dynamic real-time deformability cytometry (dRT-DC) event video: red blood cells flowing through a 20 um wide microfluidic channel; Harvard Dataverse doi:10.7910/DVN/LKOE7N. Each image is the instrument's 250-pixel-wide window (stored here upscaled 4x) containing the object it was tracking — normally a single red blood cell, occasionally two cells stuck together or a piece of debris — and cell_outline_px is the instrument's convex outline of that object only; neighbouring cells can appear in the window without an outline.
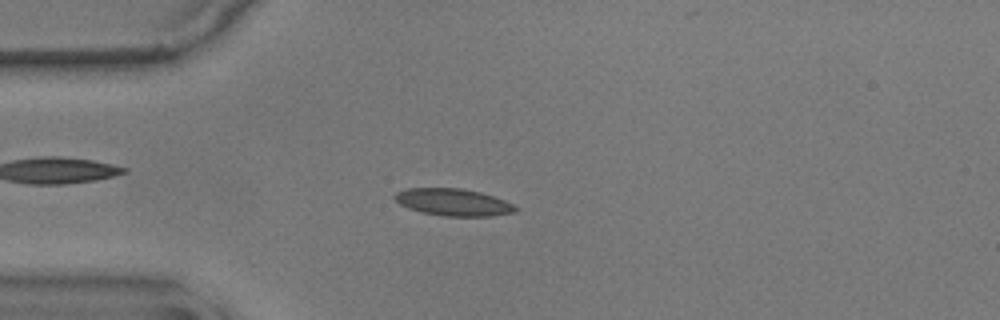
{"species": "common noctule bat (a hibernating species)", "species_latin": "Nyctalus noctula", "temperature_condition": "warm", "stored_images_in_passage": 56, "camera_frame_rate_fps": 3000, "um_per_image_px": 0.085, "animal": {"sex": "male", "body_mass_g": 17.9}, "frame": {"image": 1, "passage_image": 14, "time_ms": 4.333, "image_size_px": [1000, 320], "cell_outline_px": [[520, 208], [516, 212], [492, 216], [444, 216], [424, 212], [408, 208], [400, 204], [392, 196], [396, 192], [408, 188], [460, 188], [480, 192], [504, 200]], "centroid_in_image_um": [38.54, 17.19], "position_along_channel_um": 46.5, "area_um2": 19.02}}
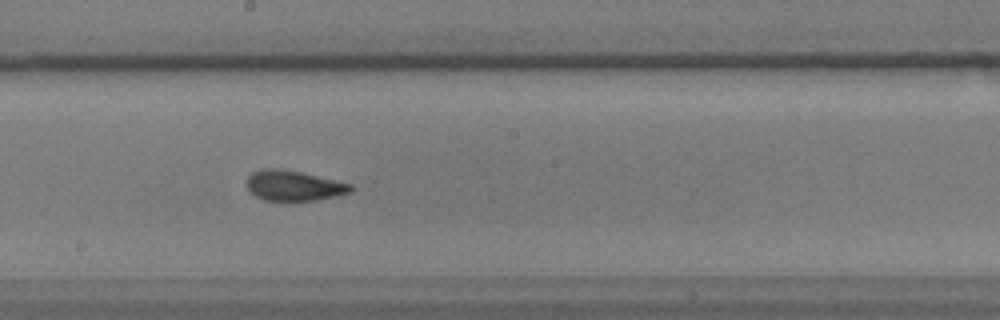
{"frame": {"image": 2, "passage_image": 30, "time_ms": 9.667, "image_size_px": [1000, 320], "cell_outline_px": [[352, 188], [348, 192], [336, 196], [288, 204], [264, 200], [256, 196], [248, 188], [248, 176], [252, 172], [264, 168], [276, 168], [300, 172], [352, 184]], "centroid_in_image_um": [24.92, 15.82], "position_along_channel_um": 223.3, "area_um2": 18.55}}
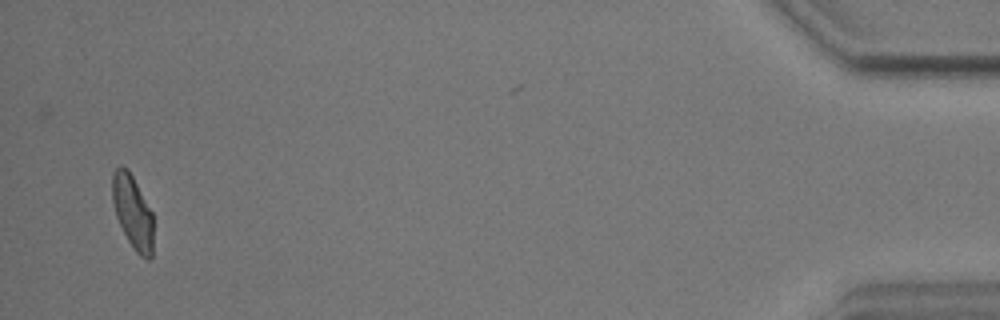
{"frame": {"image": 3, "passage_image": 54, "time_ms": 17.667, "image_size_px": [1000, 320], "cell_outline_px": [[152, 256], [148, 260], [140, 256], [136, 252], [128, 240], [116, 216], [112, 200], [112, 172], [120, 164], [128, 168], [152, 212]], "centroid_in_image_um": [11.26, 17.98], "position_along_channel_um": 423.9, "area_um2": 17.46}, "authors_computed_cell_mechanics": {"area_um2": 18.2648, "velocity_mm_per_s": 3.572, "shape_relaxation_time_tau1_ms": 3.6449, "shape_relaxation_time_tau2_ms": 1.2354, "deformation_change_tau1": 0.1535, "deformation_change_tau2": 0.0747}}